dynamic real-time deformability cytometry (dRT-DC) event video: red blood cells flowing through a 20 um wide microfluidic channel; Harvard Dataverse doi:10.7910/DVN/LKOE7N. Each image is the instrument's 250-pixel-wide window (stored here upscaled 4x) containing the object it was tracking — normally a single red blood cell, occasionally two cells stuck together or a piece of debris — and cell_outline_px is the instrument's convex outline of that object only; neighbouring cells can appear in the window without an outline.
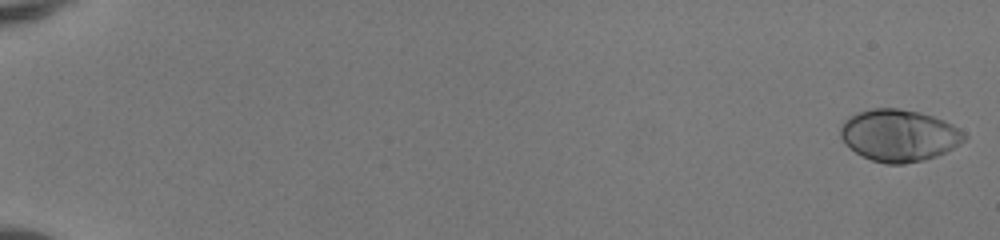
{"species": "human", "species_latin": "Homo sapiens", "temperature_condition": "room temperature", "stored_images_in_passage": 51, "camera_frame_rate_fps": 3000, "um_per_image_px": 0.085, "donor": {"sex": "female"}, "frame": {"image": 1, "passage_image": 1, "time_ms": 0.0, "image_size_px": [1000, 240], "cell_outline_px": [[968, 136], [960, 144], [936, 156], [924, 160], [904, 164], [884, 164], [872, 160], [856, 152], [840, 136], [840, 128], [844, 120], [860, 112], [872, 108], [896, 108], [920, 112], [944, 120], [952, 124], [964, 132]], "centroid_in_image_um": [76.44, 11.51], "position_along_channel_um": 8.6, "area_um2": 37.17}}
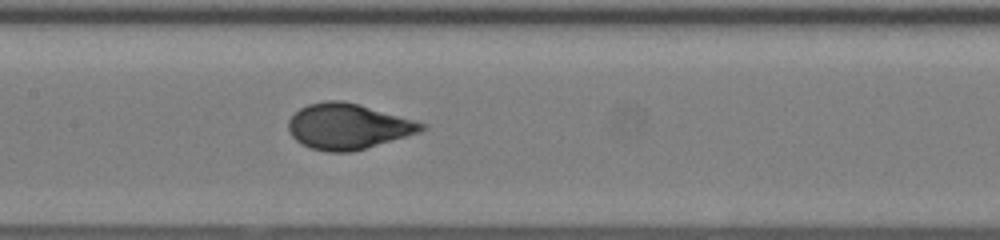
{"frame": {"image": 2, "passage_image": 28, "time_ms": 9.0, "image_size_px": [1000, 240], "cell_outline_px": [[428, 128], [420, 132], [352, 152], [328, 152], [312, 148], [296, 140], [288, 132], [288, 120], [300, 108], [308, 104], [324, 100], [340, 100], [360, 104], [428, 124]], "centroid_in_image_um": [29.59, 10.73], "position_along_channel_um": 177.8, "area_um2": 35.37}}
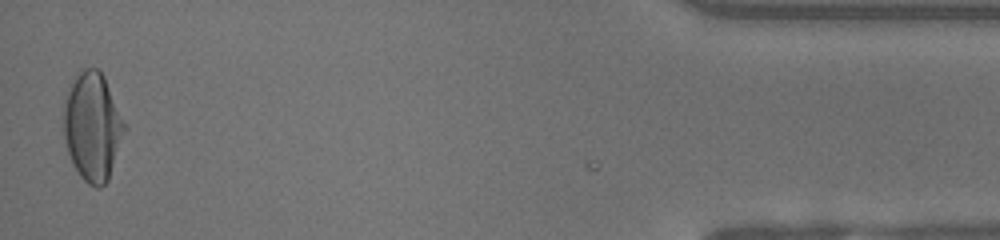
{"frame": {"image": 3, "passage_image": 51, "time_ms": 16.667, "image_size_px": [1000, 240], "cell_outline_px": [[128, 128], [108, 180], [100, 188], [96, 188], [88, 184], [80, 176], [68, 152], [64, 136], [64, 104], [68, 92], [76, 72], [80, 68], [96, 68], [104, 76], [128, 124]], "centroid_in_image_um": [7.92, 10.75], "position_along_channel_um": 427.3, "area_um2": 38.9}, "authors_computed_cell_mechanics": {"area_um2": 35.6048, "velocity_mm_per_s": 4.1662, "shape_relaxation_time_tau1_ms": 4.1382, "shape_relaxation_time_tau2_ms": null, "deformation_change_tau1": 0.2105, "deformation_change_tau2": null}}